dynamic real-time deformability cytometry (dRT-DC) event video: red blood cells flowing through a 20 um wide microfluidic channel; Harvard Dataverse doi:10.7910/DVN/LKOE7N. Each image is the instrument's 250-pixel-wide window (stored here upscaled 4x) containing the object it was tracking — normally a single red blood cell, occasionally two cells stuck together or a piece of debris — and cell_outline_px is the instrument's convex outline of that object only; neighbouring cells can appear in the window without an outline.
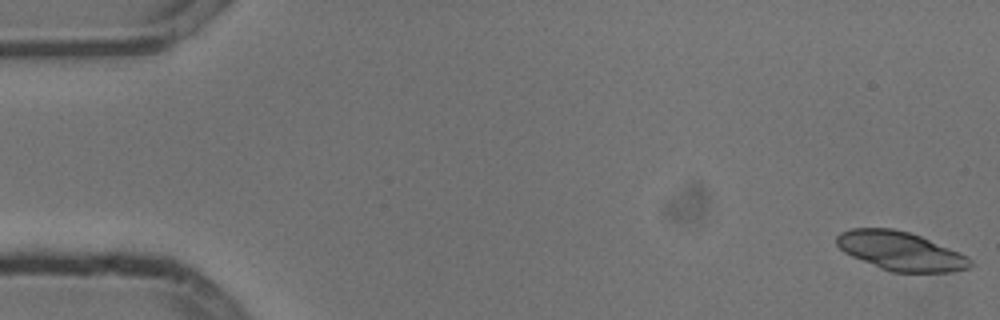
{"species": "common noctule bat (a hibernating species)", "species_latin": "Nyctalus noctula", "temperature_condition": "cold", "stored_images_in_passage": 6, "camera_frame_rate_fps": 3000, "um_per_image_px": 0.085, "animal": {"sex": "male", "body_mass_g": 13.3}, "frame": {"image": 1, "passage_image": 1, "time_ms": 0.0, "image_size_px": [1000, 320], "cell_outline_px": [[972, 264], [968, 268], [952, 272], [892, 272], [880, 268], [852, 256], [844, 252], [836, 244], [836, 236], [840, 232], [852, 228], [892, 228], [908, 232], [920, 236], [960, 252], [968, 256], [972, 260]], "centroid_in_image_um": [76.55, 21.34], "position_along_channel_um": 8.5, "area_um2": 30.11}}
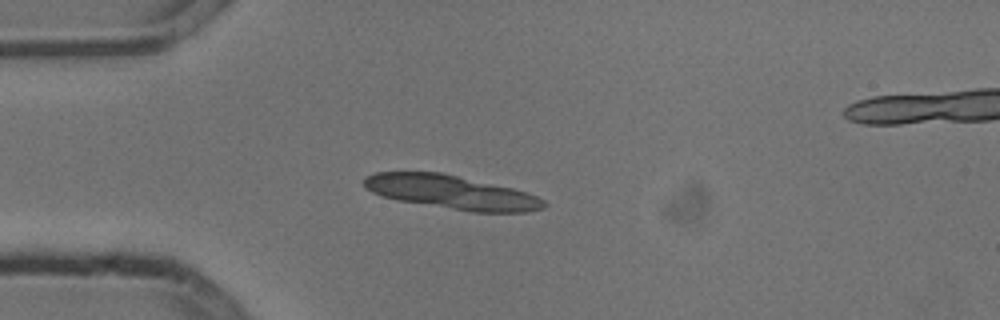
{"frame": {"image": 2, "passage_image": 5, "time_ms": 1.333, "image_size_px": [1000, 320], "cell_outline_px": [[548, 204], [544, 208], [528, 212], [472, 212], [396, 200], [372, 192], [364, 188], [364, 176], [376, 172], [440, 172], [512, 188], [528, 192], [544, 200]], "centroid_in_image_um": [38.38, 16.34], "position_along_channel_um": 46.6, "area_um2": 35.37}}